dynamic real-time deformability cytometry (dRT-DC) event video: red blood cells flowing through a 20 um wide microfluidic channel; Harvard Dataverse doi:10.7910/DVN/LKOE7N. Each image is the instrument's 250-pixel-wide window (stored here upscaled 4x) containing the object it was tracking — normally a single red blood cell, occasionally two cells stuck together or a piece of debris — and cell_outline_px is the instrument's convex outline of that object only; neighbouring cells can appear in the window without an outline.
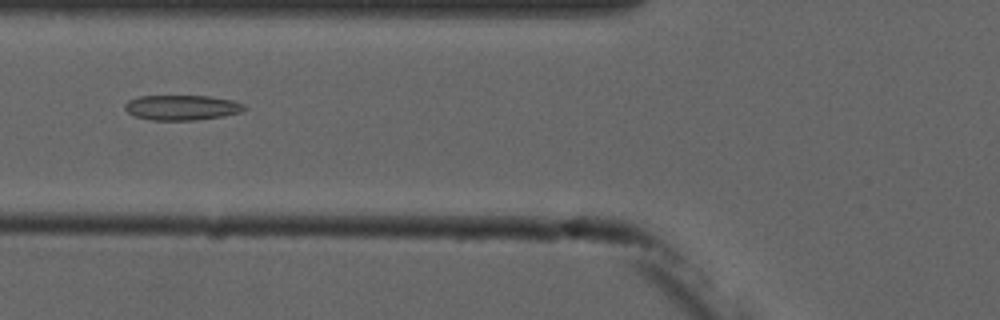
{"species": "common noctule bat (a hibernating species)", "species_latin": "Nyctalus noctula", "temperature_condition": "cold", "stored_images_in_passage": 4, "camera_frame_rate_fps": 3000, "um_per_image_px": 0.085, "animal": {"sex": "male", "forearm_length_mm": 52.5}, "frame": {"image": 1, "passage_image": 4, "time_ms": 3.667, "image_size_px": [1000, 320], "cell_outline_px": [[248, 108], [240, 112], [224, 116], [196, 120], [152, 120], [136, 116], [128, 112], [124, 108], [124, 104], [128, 100], [140, 96], [208, 96], [232, 100], [244, 104]], "centroid_in_image_um": [15.47, 9.14], "position_along_channel_um": 110.3, "area_um2": 17.46}}